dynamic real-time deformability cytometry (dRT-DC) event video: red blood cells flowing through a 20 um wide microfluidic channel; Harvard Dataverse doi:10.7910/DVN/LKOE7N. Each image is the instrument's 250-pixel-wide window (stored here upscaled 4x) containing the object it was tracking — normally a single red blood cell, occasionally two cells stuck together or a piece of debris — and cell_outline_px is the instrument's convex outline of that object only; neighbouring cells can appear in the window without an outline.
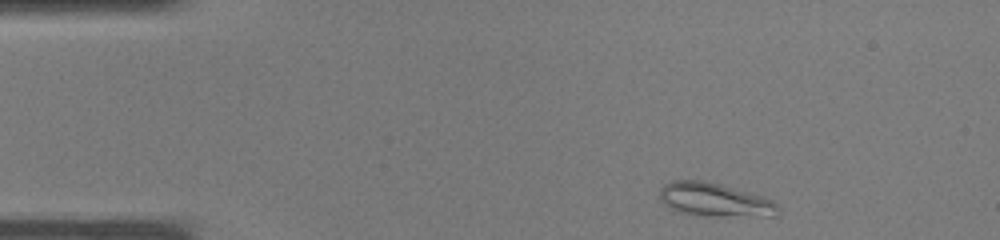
{"species": "common noctule bat (a hibernating species)", "species_latin": "Nyctalus noctula", "temperature_condition": "warm", "stored_images_in_passage": 22, "camera_frame_rate_fps": 3000, "um_per_image_px": 0.085, "animal": {"sex": "male", "body_mass_g": 19.0, "forearm_length_mm": 50.8}, "frame": {"image": 1, "passage_image": 1, "time_ms": 0.0, "image_size_px": [1000, 240], "cell_outline_px": [[780, 212], [776, 216], [696, 216], [680, 212], [672, 208], [660, 200], [660, 188], [664, 184], [672, 180], [704, 180], [720, 184], [764, 196], [772, 200], [780, 208]], "centroid_in_image_um": [60.77, 16.99], "position_along_channel_um": 24.2, "area_um2": 23.41}}
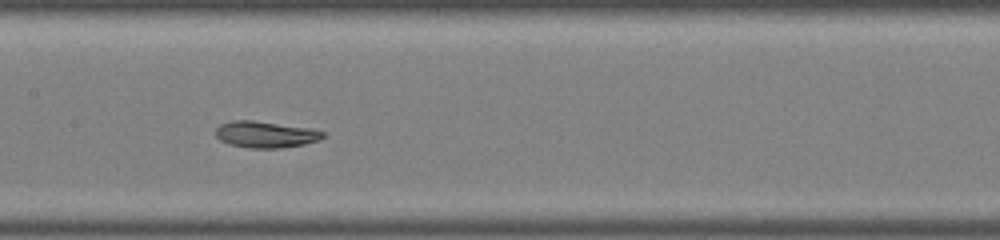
{"frame": {"image": 2, "passage_image": 14, "time_ms": 4.333, "image_size_px": [1000, 240], "cell_outline_px": [[324, 136], [320, 140], [304, 144], [280, 148], [248, 148], [228, 144], [220, 140], [216, 136], [216, 128], [220, 124], [232, 120], [252, 120], [312, 128], [324, 132]], "centroid_in_image_um": [22.56, 11.43], "position_along_channel_um": 184.8, "area_um2": 16.65}}
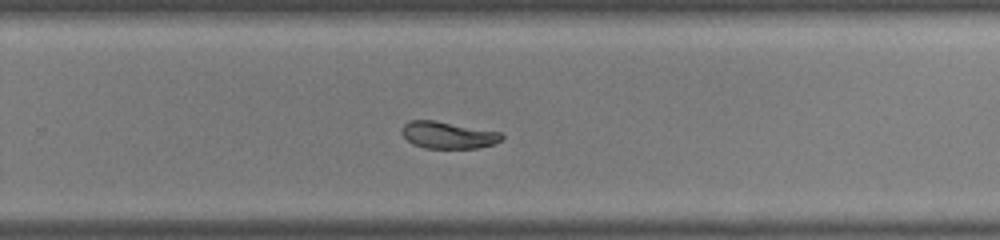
{"frame": {"image": 3, "passage_image": 20, "time_ms": 6.333, "image_size_px": [1000, 240], "cell_outline_px": [[504, 136], [500, 140], [492, 144], [476, 148], [424, 148], [412, 144], [400, 132], [400, 128], [408, 120], [436, 120], [500, 132]], "centroid_in_image_um": [38.02, 11.47], "position_along_channel_um": 291.8, "area_um2": 15.72}}